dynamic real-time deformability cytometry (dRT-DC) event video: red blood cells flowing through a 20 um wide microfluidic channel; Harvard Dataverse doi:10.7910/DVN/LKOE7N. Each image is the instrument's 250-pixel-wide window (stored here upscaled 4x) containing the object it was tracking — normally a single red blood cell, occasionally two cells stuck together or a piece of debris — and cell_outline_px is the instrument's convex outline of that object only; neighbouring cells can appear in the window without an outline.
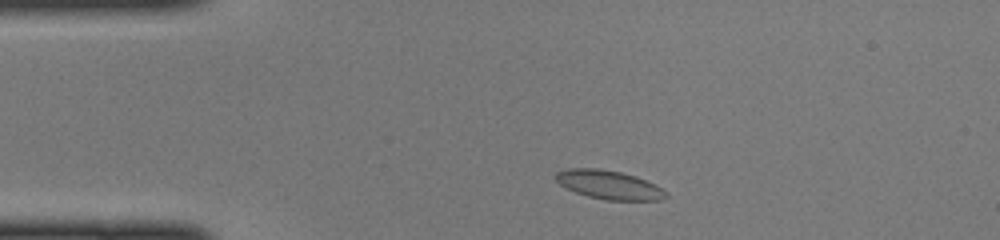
{"species": "common noctule bat (a hibernating species)", "species_latin": "Nyctalus noctula", "temperature_condition": "cold", "stored_images_in_passage": 41, "camera_frame_rate_fps": 3000, "um_per_image_px": 0.085, "animal": {"sex": "female", "body_mass_g": 22.0, "forearm_length_mm": 56.7}, "frame": {"image": 1, "passage_image": 3, "time_ms": 0.667, "image_size_px": [1000, 240], "cell_outline_px": [[668, 196], [660, 200], [604, 200], [588, 196], [576, 192], [560, 184], [552, 176], [556, 172], [568, 168], [600, 168], [620, 172], [636, 176], [668, 192]], "centroid_in_image_um": [51.73, 15.7], "position_along_channel_um": 33.3, "area_um2": 18.38}}
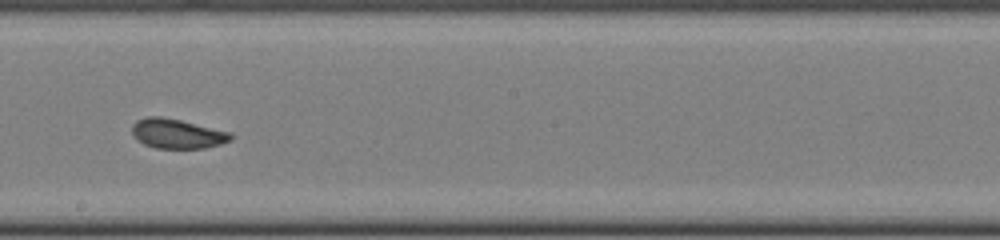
{"frame": {"image": 2, "passage_image": 20, "time_ms": 6.333, "image_size_px": [1000, 240], "cell_outline_px": [[232, 140], [220, 144], [204, 148], [156, 148], [144, 144], [136, 140], [132, 136], [132, 124], [136, 120], [148, 116], [160, 116], [180, 120], [232, 132]], "centroid_in_image_um": [15.04, 11.36], "position_along_channel_um": 233.2, "area_um2": 17.17}}
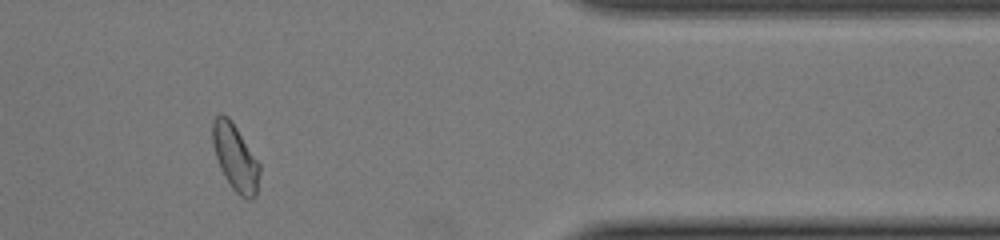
{"frame": {"image": 3, "passage_image": 33, "time_ms": 10.667, "image_size_px": [1000, 240], "cell_outline_px": [[260, 172], [256, 196], [252, 200], [248, 200], [240, 196], [232, 188], [224, 176], [220, 168], [212, 144], [212, 124], [216, 116], [220, 112], [228, 116], [260, 164]], "centroid_in_image_um": [20.0, 13.41], "position_along_channel_um": 391.4, "area_um2": 18.15}}